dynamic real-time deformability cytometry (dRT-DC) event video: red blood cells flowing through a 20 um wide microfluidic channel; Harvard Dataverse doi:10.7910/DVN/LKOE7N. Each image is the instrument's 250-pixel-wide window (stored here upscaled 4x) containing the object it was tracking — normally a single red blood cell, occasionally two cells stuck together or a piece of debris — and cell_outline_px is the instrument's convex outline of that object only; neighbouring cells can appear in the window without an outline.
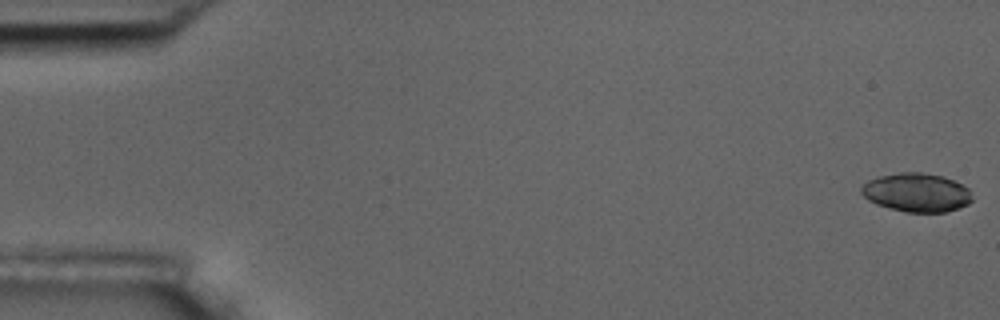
{"species": "common noctule bat (a hibernating species)", "species_latin": "Nyctalus noctula", "temperature_condition": "room temperature", "stored_images_in_passage": 5, "camera_frame_rate_fps": 3000, "um_per_image_px": 0.085, "animal": {"sex": "male", "body_mass_g": 17.5, "forearm_length_mm": 52.3}, "frame": {"image": 1, "passage_image": 1, "time_ms": 0.0, "image_size_px": [1000, 320], "cell_outline_px": [[972, 200], [968, 204], [944, 212], [904, 212], [888, 208], [876, 204], [868, 200], [860, 192], [860, 188], [868, 180], [880, 176], [900, 172], [924, 172], [944, 176], [968, 188]], "centroid_in_image_um": [77.87, 16.36], "position_along_channel_um": 7.1, "area_um2": 24.97}}
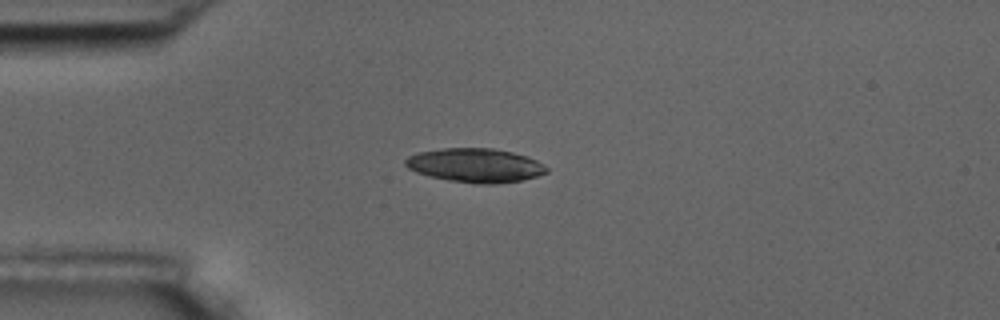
{"frame": {"image": 2, "passage_image": 5, "time_ms": 4.667, "image_size_px": [1000, 320], "cell_outline_px": [[548, 172], [536, 176], [520, 180], [496, 184], [480, 184], [448, 180], [428, 176], [416, 172], [408, 168], [404, 164], [404, 160], [408, 156], [420, 152], [444, 148], [492, 148], [512, 152], [528, 156], [544, 164], [548, 168]], "centroid_in_image_um": [40.4, 14.05], "position_along_channel_um": 44.6, "area_um2": 27.98}}